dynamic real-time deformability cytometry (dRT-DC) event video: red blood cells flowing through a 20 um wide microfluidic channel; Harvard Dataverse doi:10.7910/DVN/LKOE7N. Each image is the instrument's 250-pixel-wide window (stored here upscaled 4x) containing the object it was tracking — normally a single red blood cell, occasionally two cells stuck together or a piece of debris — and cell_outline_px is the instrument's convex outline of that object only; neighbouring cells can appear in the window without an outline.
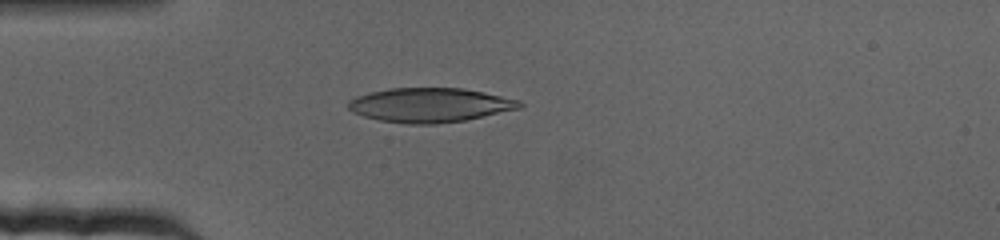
{"species": "human", "species_latin": "Homo sapiens", "temperature_condition": "cold", "stored_images_in_passage": 52, "camera_frame_rate_fps": 3000, "um_per_image_px": 0.085, "donor": {"sex": "female"}, "frame": {"image": 1, "passage_image": 1, "time_ms": 0.0, "image_size_px": [1000, 240], "cell_outline_px": [[524, 104], [520, 108], [464, 120], [436, 124], [408, 124], [380, 120], [364, 116], [352, 112], [348, 108], [348, 100], [356, 96], [388, 88], [464, 88], [484, 92], [520, 100]], "centroid_in_image_um": [36.53, 8.92], "position_along_channel_um": 48.5, "area_um2": 34.16}}
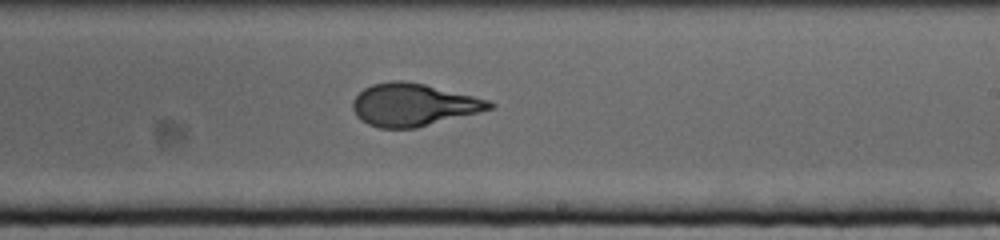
{"frame": {"image": 2, "passage_image": 24, "time_ms": 7.667, "image_size_px": [1000, 240], "cell_outline_px": [[496, 108], [416, 128], [380, 128], [368, 124], [360, 120], [356, 116], [352, 108], [352, 100], [364, 88], [372, 84], [392, 80], [404, 80], [424, 84], [488, 100], [496, 104]], "centroid_in_image_um": [35.12, 8.91], "position_along_channel_um": 253.9, "area_um2": 33.93}}
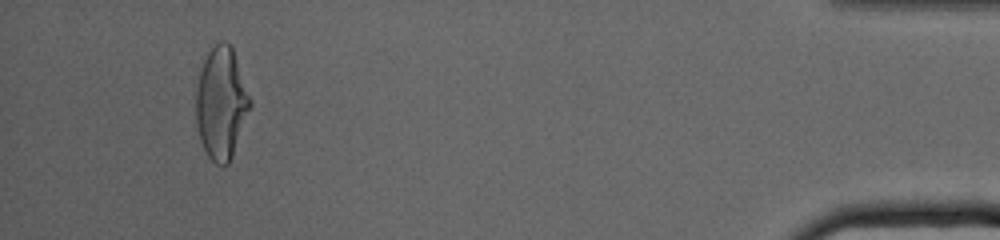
{"frame": {"image": 3, "passage_image": 48, "time_ms": 15.667, "image_size_px": [1000, 240], "cell_outline_px": [[252, 104], [232, 156], [228, 164], [216, 164], [208, 156], [200, 140], [196, 124], [196, 88], [200, 72], [204, 60], [208, 52], [220, 40], [224, 40], [232, 48], [252, 100]], "centroid_in_image_um": [18.81, 8.77], "position_along_channel_um": 416.4, "area_um2": 35.03}}